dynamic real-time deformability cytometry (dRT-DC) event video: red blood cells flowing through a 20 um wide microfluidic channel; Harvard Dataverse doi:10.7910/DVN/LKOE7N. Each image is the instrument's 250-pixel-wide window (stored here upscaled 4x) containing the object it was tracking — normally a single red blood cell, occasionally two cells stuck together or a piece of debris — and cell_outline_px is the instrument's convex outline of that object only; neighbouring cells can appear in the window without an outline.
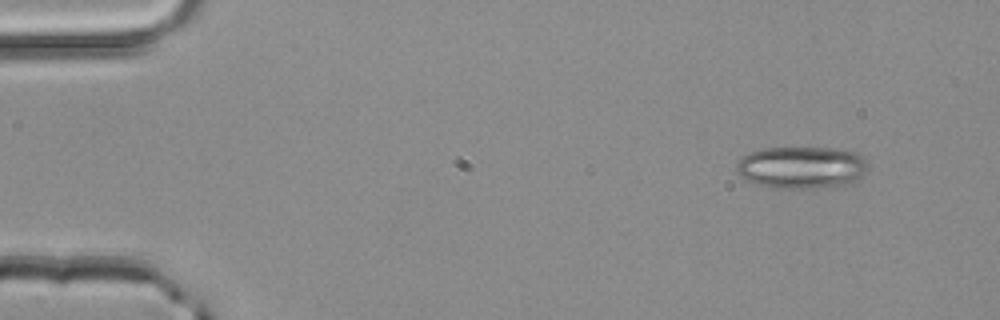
{"species": "common noctule bat (a hibernating species)", "species_latin": "Nyctalus noctula", "temperature_condition": "room temperature", "stored_images_in_passage": 46, "camera_frame_rate_fps": 3000, "um_per_image_px": 0.085, "animal": {"sex": "male", "body_mass_g": 20.4}, "frame": {"image": 1, "passage_image": 1, "time_ms": 0.0, "image_size_px": [1000, 320], "cell_outline_px": [[868, 168], [852, 184], [816, 188], [772, 188], [756, 184], [744, 180], [740, 176], [736, 168], [736, 164], [744, 156], [752, 152], [764, 148], [840, 148], [860, 152], [868, 164]], "centroid_in_image_um": [68.17, 14.23], "position_along_channel_um": 16.8, "area_um2": 32.66}}
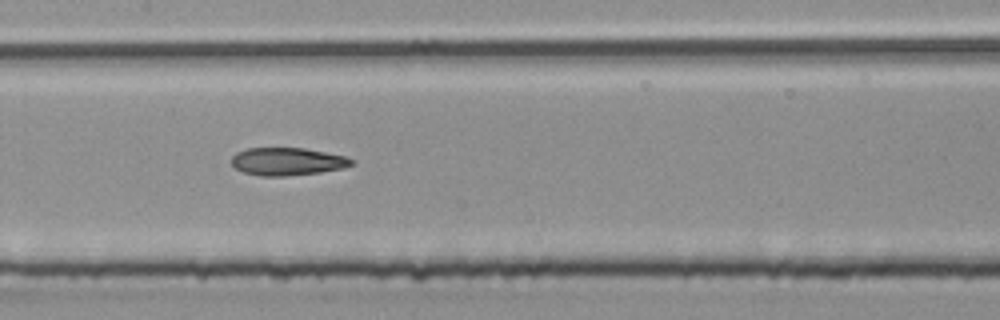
{"frame": {"image": 2, "passage_image": 21, "time_ms": 6.667, "image_size_px": [1000, 320], "cell_outline_px": [[356, 164], [344, 168], [320, 172], [284, 176], [260, 176], [244, 172], [236, 168], [232, 164], [232, 156], [236, 152], [244, 148], [304, 148], [348, 156], [356, 160]], "centroid_in_image_um": [24.48, 13.72], "position_along_channel_um": 182.9, "area_um2": 19.65}}
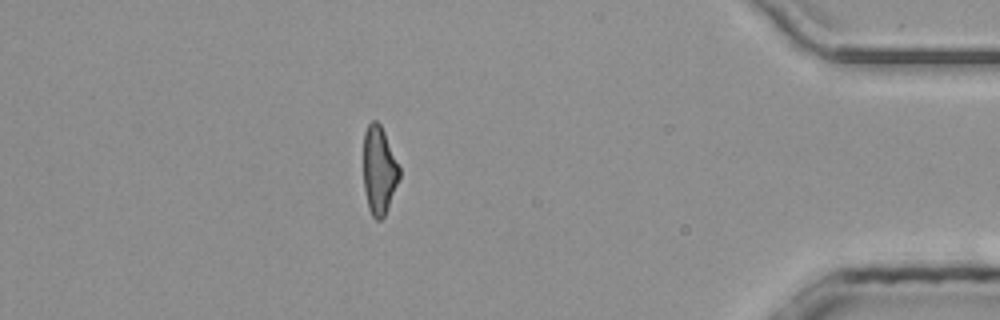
{"frame": {"image": 3, "passage_image": 40, "time_ms": 13.0, "image_size_px": [1000, 320], "cell_outline_px": [[400, 176], [384, 216], [380, 220], [376, 220], [372, 216], [368, 208], [364, 192], [364, 132], [368, 124], [372, 120], [376, 120], [380, 124], [384, 132], [400, 168]], "centroid_in_image_um": [32.21, 14.47], "position_along_channel_um": 403.0, "area_um2": 18.26}, "authors_computed_cell_mechanics": {"area_um2": 19.5942, "velocity_mm_per_s": 4.1986, "shape_relaxation_time_tau1_ms": null, "shape_relaxation_time_tau2_ms": 4.9977, "deformation_change_tau1": null, "deformation_change_tau2": 0.1787}}